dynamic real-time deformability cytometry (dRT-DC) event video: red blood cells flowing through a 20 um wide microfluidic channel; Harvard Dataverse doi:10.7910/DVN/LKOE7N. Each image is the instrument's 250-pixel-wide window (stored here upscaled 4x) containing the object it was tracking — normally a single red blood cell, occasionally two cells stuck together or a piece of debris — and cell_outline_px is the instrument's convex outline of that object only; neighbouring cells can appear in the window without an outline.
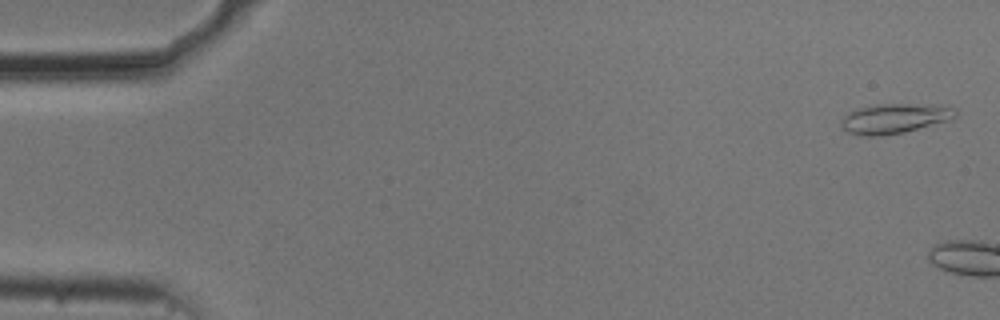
{"species": "common noctule bat (a hibernating species)", "species_latin": "Nyctalus noctula", "temperature_condition": "cold", "stored_images_in_passage": 5, "camera_frame_rate_fps": 3000, "um_per_image_px": 0.085, "animal": {"sex": "male", "body_mass_g": 20.5, "forearm_length_mm": 52.5}, "frame": {"image": 1, "passage_image": 2, "time_ms": 0.333, "image_size_px": [1000, 320], "cell_outline_px": [[956, 116], [952, 120], [904, 132], [880, 136], [864, 136], [848, 132], [840, 124], [840, 120], [844, 116], [860, 108], [880, 104], [948, 104], [956, 108]], "centroid_in_image_um": [76.14, 10.06], "position_along_channel_um": 8.9, "area_um2": 20.06}}